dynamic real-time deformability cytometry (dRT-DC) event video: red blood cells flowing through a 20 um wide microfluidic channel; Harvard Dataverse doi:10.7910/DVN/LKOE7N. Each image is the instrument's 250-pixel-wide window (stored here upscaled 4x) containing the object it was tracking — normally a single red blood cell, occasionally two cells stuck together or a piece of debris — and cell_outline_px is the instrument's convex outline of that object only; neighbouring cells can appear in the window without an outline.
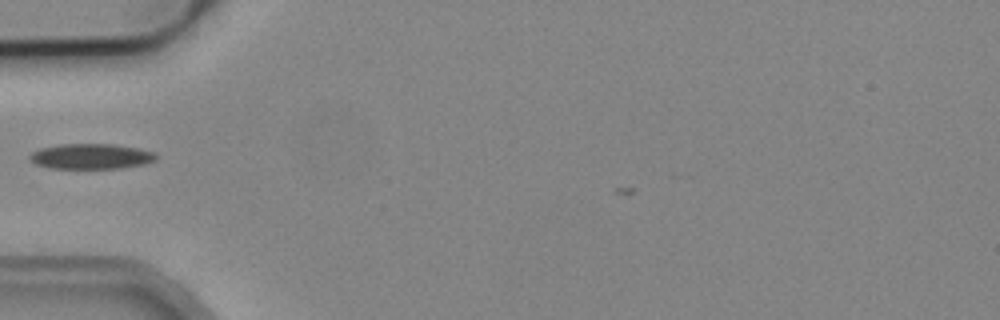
{"species": "common noctule bat (a hibernating species)", "species_latin": "Nyctalus noctula", "temperature_condition": "cold", "stored_images_in_passage": 3, "camera_frame_rate_fps": 3000, "um_per_image_px": 0.085, "animal": {"sex": "male", "body_mass_g": 19.2, "forearm_length_mm": 51.8}, "frame": {"image": 1, "passage_image": 3, "time_ms": 0.667, "image_size_px": [1000, 320], "cell_outline_px": [[156, 160], [144, 164], [120, 168], [48, 168], [36, 164], [28, 160], [28, 156], [32, 152], [40, 148], [60, 144], [112, 144], [136, 148], [152, 152], [156, 156]], "centroid_in_image_um": [7.67, 13.29], "position_along_channel_um": 77.3, "area_um2": 18.55}}